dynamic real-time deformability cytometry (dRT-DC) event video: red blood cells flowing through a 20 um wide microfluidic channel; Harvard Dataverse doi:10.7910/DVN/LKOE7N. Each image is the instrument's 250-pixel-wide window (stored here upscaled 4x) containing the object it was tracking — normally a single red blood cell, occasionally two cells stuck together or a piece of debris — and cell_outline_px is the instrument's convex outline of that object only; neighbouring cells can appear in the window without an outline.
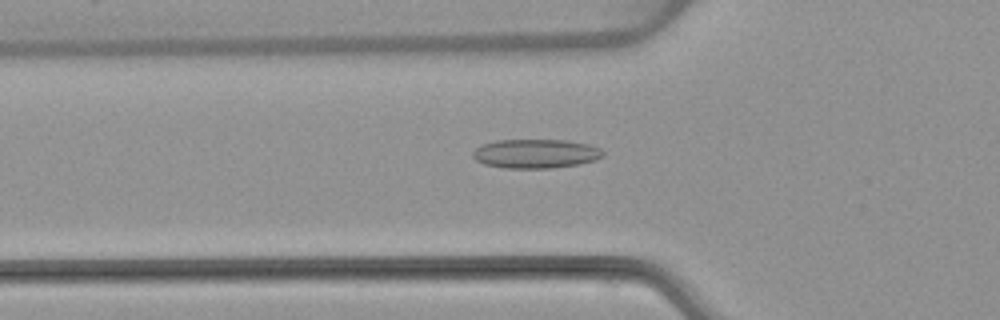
{"species": "common noctule bat (a hibernating species)", "species_latin": "Nyctalus noctula", "temperature_condition": "warm", "stored_images_in_passage": 43, "camera_frame_rate_fps": 3000, "um_per_image_px": 0.085, "animal": {"sex": "female", "body_mass_g": 22.7, "forearm_length_mm": 54.2}, "frame": {"image": 1, "passage_image": 8, "time_ms": 2.333, "image_size_px": [1000, 320], "cell_outline_px": [[604, 156], [596, 160], [580, 164], [552, 168], [504, 168], [484, 164], [476, 160], [472, 156], [472, 152], [476, 148], [484, 144], [496, 140], [568, 140], [588, 144], [600, 148], [604, 152]], "centroid_in_image_um": [45.56, 13.06], "position_along_channel_um": 80.2, "area_um2": 22.2}}
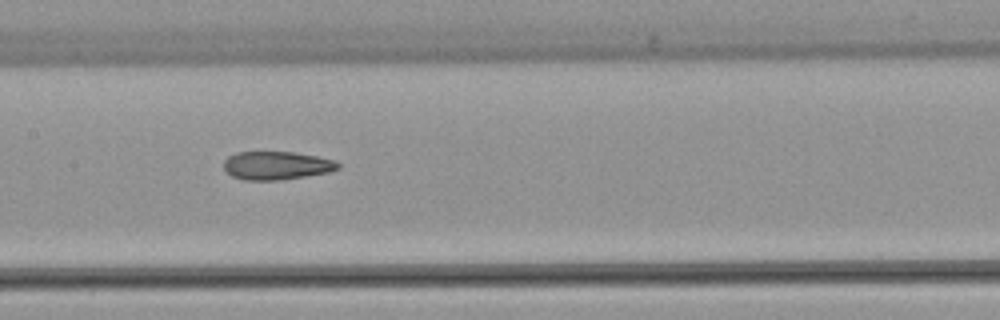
{"frame": {"image": 2, "passage_image": 16, "time_ms": 5.0, "image_size_px": [1000, 320], "cell_outline_px": [[340, 168], [328, 172], [280, 180], [244, 180], [232, 176], [224, 172], [224, 160], [228, 156], [236, 152], [296, 152], [336, 160], [340, 164]], "centroid_in_image_um": [23.49, 14.06], "position_along_channel_um": 183.9, "area_um2": 18.96}}
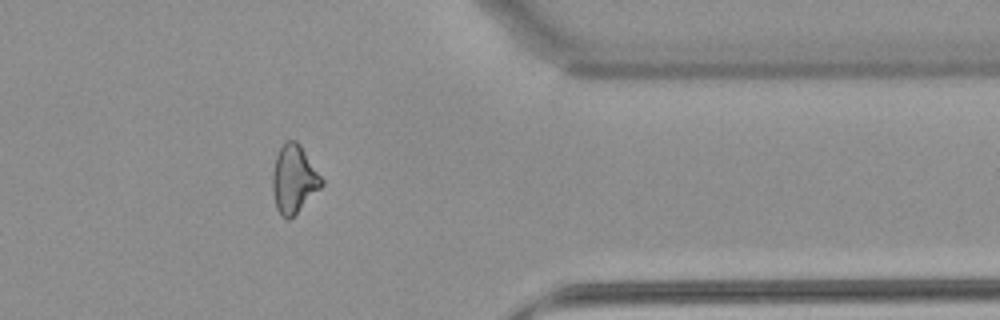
{"frame": {"image": 3, "passage_image": 33, "time_ms": 10.667, "image_size_px": [1000, 320], "cell_outline_px": [[324, 184], [288, 220], [280, 216], [276, 208], [272, 192], [272, 176], [276, 156], [280, 148], [288, 140], [296, 140], [300, 144], [324, 180]], "centroid_in_image_um": [24.97, 15.22], "position_along_channel_um": 386.4, "area_um2": 19.25}, "authors_computed_cell_mechanics": {"area_um2": 19.652, "velocity_mm_per_s": 3.849, "shape_relaxation_time_tau1_ms": null, "shape_relaxation_time_tau2_ms": 3.0307, "deformation_change_tau1": null, "deformation_change_tau2": 0.1079}}